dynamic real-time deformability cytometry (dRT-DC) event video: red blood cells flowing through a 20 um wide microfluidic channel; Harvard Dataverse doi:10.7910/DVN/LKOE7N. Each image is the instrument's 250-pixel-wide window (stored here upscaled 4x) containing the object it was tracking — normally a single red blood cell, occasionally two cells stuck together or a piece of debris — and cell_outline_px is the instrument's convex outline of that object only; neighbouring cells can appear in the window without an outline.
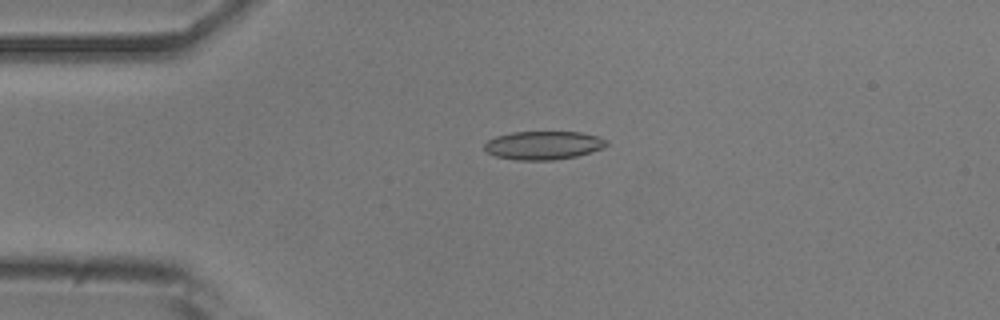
{"species": "common noctule bat (a hibernating species)", "species_latin": "Nyctalus noctula", "temperature_condition": "room temperature", "stored_images_in_passage": 50, "camera_frame_rate_fps": 3000, "um_per_image_px": 0.085, "animal": {"sex": "male", "body_mass_g": 20.5, "forearm_length_mm": 52.5}, "frame": {"image": 1, "passage_image": 9, "time_ms": 2.667, "image_size_px": [1000, 320], "cell_outline_px": [[608, 144], [604, 148], [576, 156], [552, 160], [516, 160], [496, 156], [488, 152], [484, 148], [484, 144], [488, 140], [496, 136], [512, 132], [580, 132], [596, 136], [608, 140]], "centroid_in_image_um": [46.19, 12.35], "position_along_channel_um": 38.8, "area_um2": 20.17}}
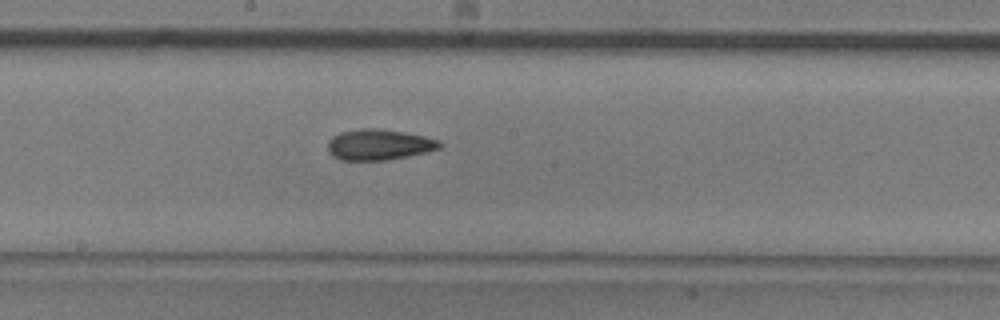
{"frame": {"image": 2, "passage_image": 25, "time_ms": 8.0, "image_size_px": [1000, 320], "cell_outline_px": [[444, 144], [440, 148], [424, 152], [388, 160], [340, 160], [332, 156], [328, 152], [328, 140], [332, 136], [340, 132], [360, 128], [376, 128], [404, 132], [424, 136], [440, 140]], "centroid_in_image_um": [32.19, 12.29], "position_along_channel_um": 216.0, "area_um2": 20.17}}
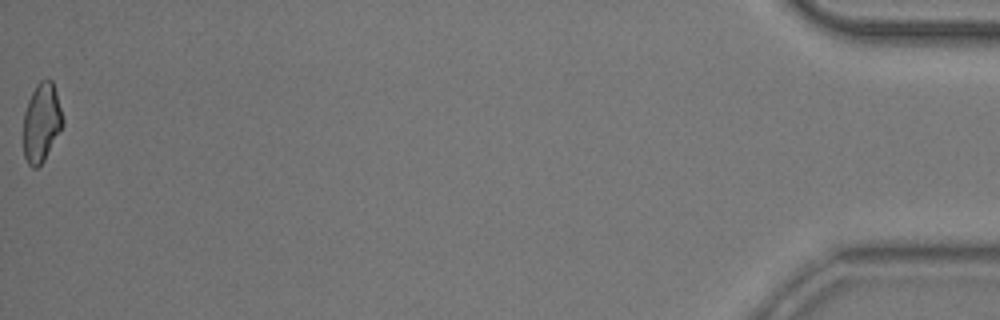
{"frame": {"image": 3, "passage_image": 50, "time_ms": 16.333, "image_size_px": [1000, 320], "cell_outline_px": [[64, 124], [44, 160], [36, 168], [32, 168], [28, 164], [24, 156], [24, 112], [28, 100], [36, 84], [40, 80], [48, 76], [52, 80], [56, 92], [64, 120]], "centroid_in_image_um": [3.53, 10.38], "position_along_channel_um": 431.7, "area_um2": 18.15}, "authors_computed_cell_mechanics": {"area_um2": 19.652, "velocity_mm_per_s": 3.8068, "shape_relaxation_time_tau1_ms": 6.7269, "shape_relaxation_time_tau2_ms": 3.176, "deformation_change_tau1": 0.1717, "deformation_change_tau2": 0.105}}